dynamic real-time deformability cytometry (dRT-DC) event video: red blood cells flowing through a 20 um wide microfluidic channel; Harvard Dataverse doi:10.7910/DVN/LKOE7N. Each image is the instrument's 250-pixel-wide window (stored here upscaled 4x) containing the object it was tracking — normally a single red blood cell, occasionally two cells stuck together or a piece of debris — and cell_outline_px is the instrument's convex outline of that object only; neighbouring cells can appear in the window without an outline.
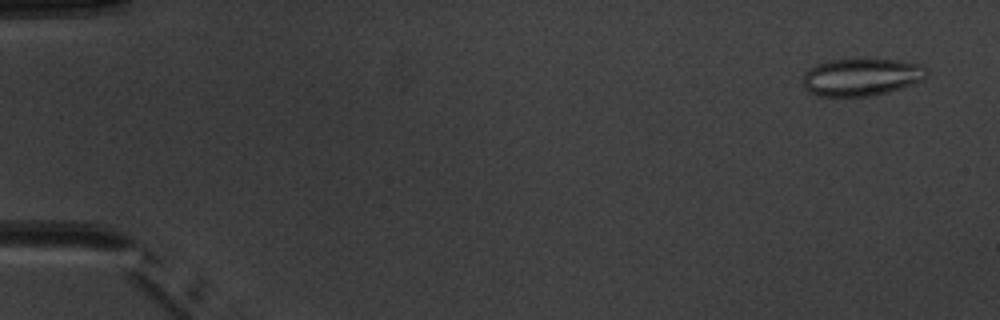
{"species": "common noctule bat (a hibernating species)", "species_latin": "Nyctalus noctula", "temperature_condition": "warm", "stored_images_in_passage": 6, "camera_frame_rate_fps": 3000, "um_per_image_px": 0.085, "animal": {"sex": "male", "body_mass_g": 20.1, "forearm_length_mm": 53.5}, "frame": {"image": 1, "passage_image": 1, "time_ms": 0.0, "image_size_px": [1000, 320], "cell_outline_px": [[928, 76], [924, 80], [888, 92], [868, 96], [820, 96], [804, 88], [804, 72], [808, 68], [816, 64], [828, 60], [896, 60], [920, 64], [928, 68]], "centroid_in_image_um": [73.25, 6.55], "position_along_channel_um": 11.8, "area_um2": 26.88}}
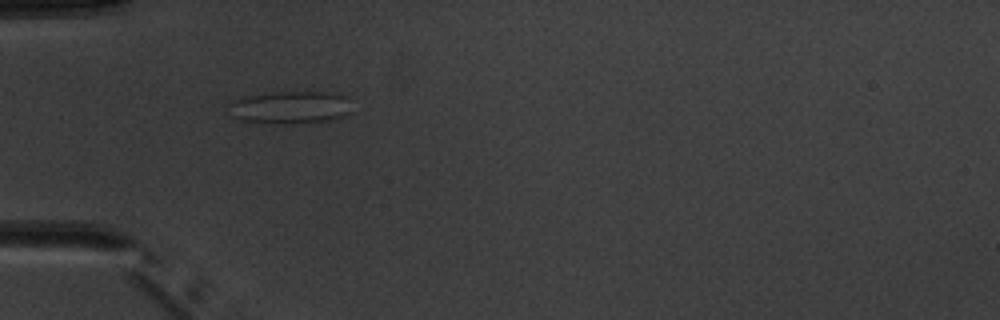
{"frame": {"image": 2, "passage_image": 5, "time_ms": 4.667, "image_size_px": [1000, 320], "cell_outline_px": [[352, 112], [336, 120], [292, 124], [240, 120], [232, 116], [228, 104], [244, 96], [264, 92], [328, 92], [344, 96]], "centroid_in_image_um": [24.68, 9.13], "position_along_channel_um": 60.3, "area_um2": 23.47}}
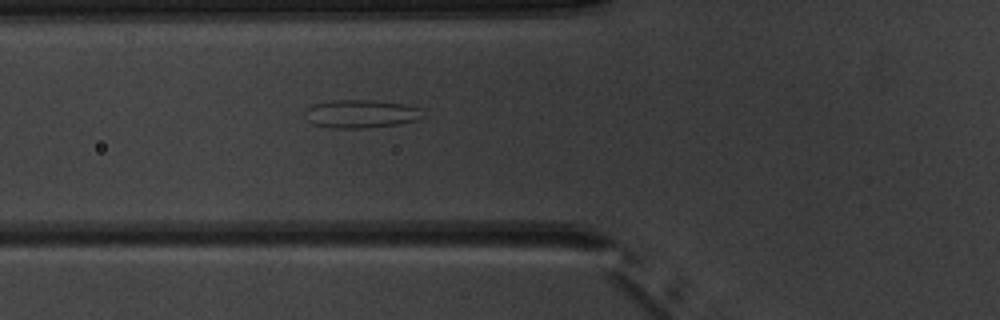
{"frame": {"image": 3, "passage_image": 6, "time_ms": 5.667, "image_size_px": [1000, 320], "cell_outline_px": [[424, 108], [416, 120], [396, 124], [368, 128], [332, 128], [312, 124], [304, 116], [308, 108], [312, 104], [332, 100], [372, 100], [404, 104]], "centroid_in_image_um": [30.64, 9.67], "position_along_channel_um": 95.2, "area_um2": 19.31}}